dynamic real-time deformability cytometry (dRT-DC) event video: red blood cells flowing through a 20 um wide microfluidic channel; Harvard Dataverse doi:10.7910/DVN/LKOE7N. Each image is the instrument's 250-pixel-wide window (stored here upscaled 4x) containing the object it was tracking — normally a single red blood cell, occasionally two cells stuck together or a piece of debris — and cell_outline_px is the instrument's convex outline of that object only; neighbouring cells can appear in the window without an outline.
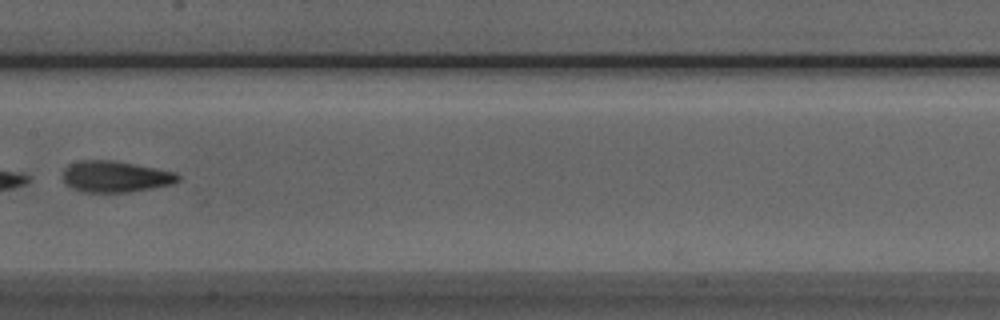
{"species": "Egyptian fruit bat (a non-hibernating species)", "species_latin": "Rousettus aegyptiacus", "temperature_condition": "room temperature", "stored_images_in_passage": 8, "camera_frame_rate_fps": 3000, "um_per_image_px": 0.085, "animal": {"sex": "male"}, "frame": {"image": 1, "passage_image": 7, "time_ms": 7.333, "image_size_px": [1000, 320], "cell_outline_px": [[180, 180], [172, 184], [152, 188], [128, 192], [84, 192], [72, 188], [64, 184], [64, 168], [68, 164], [80, 160], [112, 160], [136, 164], [176, 172], [180, 176]], "centroid_in_image_um": [9.8, 15.0], "position_along_channel_um": 197.6, "area_um2": 21.1}}
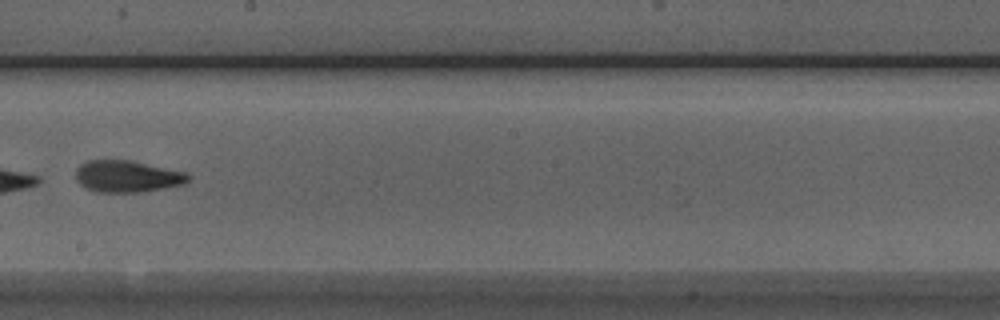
{"frame": {"image": 2, "passage_image": 8, "time_ms": 8.333, "image_size_px": [1000, 320], "cell_outline_px": [[192, 176], [184, 184], [164, 188], [140, 192], [96, 192], [80, 184], [76, 180], [76, 168], [80, 164], [88, 160], [132, 160], [184, 172]], "centroid_in_image_um": [10.8, 14.98], "position_along_channel_um": 237.4, "area_um2": 20.81}}